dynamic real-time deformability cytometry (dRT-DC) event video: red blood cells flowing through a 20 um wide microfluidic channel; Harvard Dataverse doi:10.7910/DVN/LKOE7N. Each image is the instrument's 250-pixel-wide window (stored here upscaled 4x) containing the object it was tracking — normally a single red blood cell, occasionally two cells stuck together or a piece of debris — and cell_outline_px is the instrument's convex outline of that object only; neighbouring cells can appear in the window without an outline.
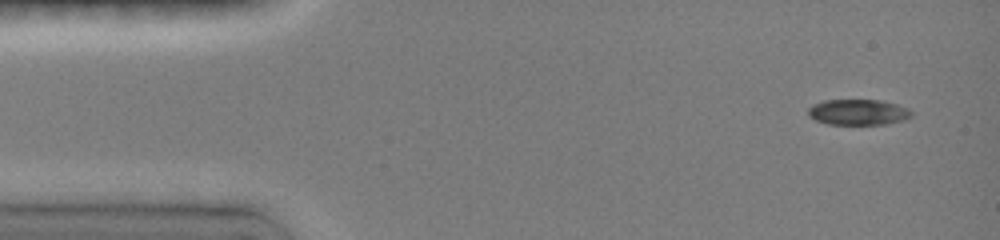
{"species": "common noctule bat (a hibernating species)", "species_latin": "Nyctalus noctula", "temperature_condition": "room temperature", "stored_images_in_passage": 4, "camera_frame_rate_fps": 3000, "um_per_image_px": 0.085, "animal": {"sex": "female", "body_mass_g": 19.0, "forearm_length_mm": 51.5}, "frame": {"image": 1, "passage_image": 1, "time_ms": 0.0, "image_size_px": [1000, 240], "cell_outline_px": [[912, 116], [908, 120], [888, 124], [828, 124], [816, 120], [808, 116], [808, 108], [812, 104], [824, 100], [880, 100], [896, 104], [908, 108], [912, 112]], "centroid_in_image_um": [72.97, 9.54], "position_along_channel_um": 12.0, "area_um2": 15.66}}